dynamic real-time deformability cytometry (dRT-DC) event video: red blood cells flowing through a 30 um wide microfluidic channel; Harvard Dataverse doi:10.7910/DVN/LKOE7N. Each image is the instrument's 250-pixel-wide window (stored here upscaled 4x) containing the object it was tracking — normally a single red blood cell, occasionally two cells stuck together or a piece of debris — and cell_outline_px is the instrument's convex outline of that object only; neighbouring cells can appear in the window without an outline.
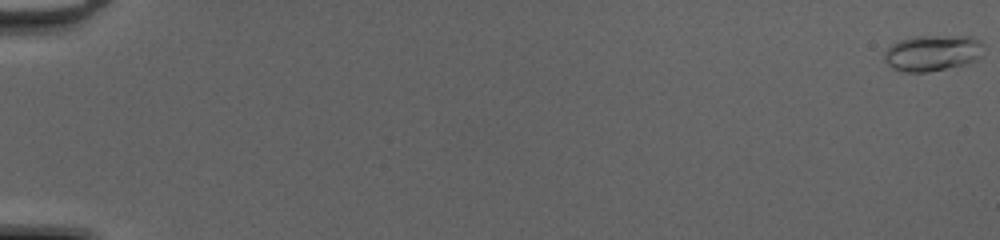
{"species": "common noctule bat (a hibernating species)", "species_latin": "Nyctalus noctula", "temperature_condition": "cold", "stored_images_in_passage": 51, "camera_frame_rate_fps": 3000, "um_per_image_px": 0.085, "animal": {"sex": "female", "body_mass_g": 20.0, "forearm_length_mm": 54.0}, "frame": {"image": 1, "passage_image": 1, "time_ms": 0.0, "image_size_px": [1000, 240], "cell_outline_px": [[984, 44], [980, 56], [976, 60], [964, 64], [928, 72], [904, 72], [892, 68], [884, 60], [884, 52], [892, 44], [900, 40], [916, 36], [972, 36], [980, 40]], "centroid_in_image_um": [79.26, 4.49], "position_along_channel_um": 5.7, "area_um2": 20.87}}
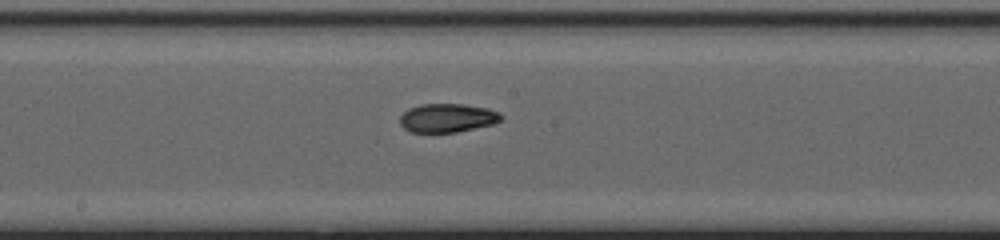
{"frame": {"image": 2, "passage_image": 30, "time_ms": 9.667, "image_size_px": [1000, 240], "cell_outline_px": [[504, 116], [496, 124], [456, 132], [412, 132], [404, 128], [400, 124], [400, 116], [408, 108], [420, 104], [464, 104], [488, 108], [500, 112]], "centroid_in_image_um": [38.06, 10.02], "position_along_channel_um": 210.1, "area_um2": 17.11}}
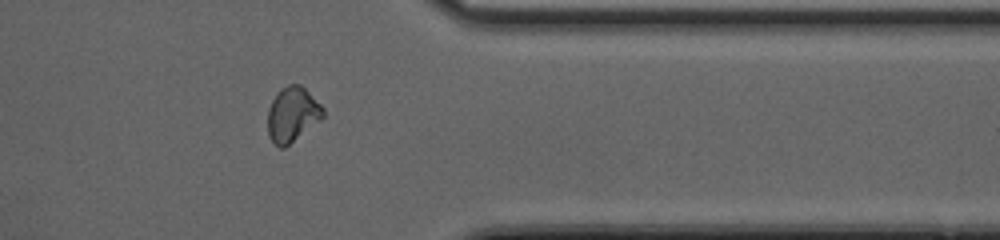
{"frame": {"image": 3, "passage_image": 43, "time_ms": 14.0, "image_size_px": [1000, 240], "cell_outline_px": [[324, 116], [320, 120], [284, 148], [280, 148], [272, 140], [268, 132], [268, 108], [272, 100], [280, 88], [288, 84], [300, 84], [324, 108]], "centroid_in_image_um": [24.84, 9.71], "position_along_channel_um": 386.6, "area_um2": 17.46}, "authors_computed_cell_mechanics": {"area_um2": 17.34, "velocity_mm_per_s": 4.2413, "shape_relaxation_time_tau1_ms": 4.7612, "shape_relaxation_time_tau2_ms": 4.4341, "deformation_change_tau1": 0.1761, "deformation_change_tau2": 0.0575}}